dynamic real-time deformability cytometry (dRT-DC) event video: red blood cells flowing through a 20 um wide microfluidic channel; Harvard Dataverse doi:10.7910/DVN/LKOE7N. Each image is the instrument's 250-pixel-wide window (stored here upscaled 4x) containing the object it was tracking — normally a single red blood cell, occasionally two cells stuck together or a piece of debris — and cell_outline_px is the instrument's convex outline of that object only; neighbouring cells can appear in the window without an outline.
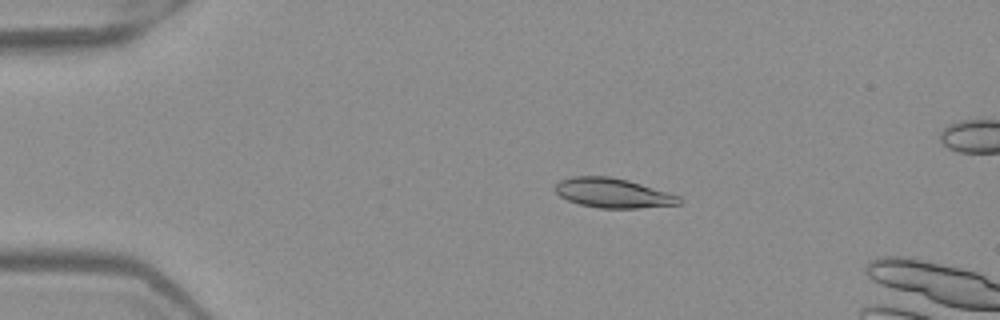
{"species": "Egyptian fruit bat (a non-hibernating species)", "species_latin": "Rousettus aegyptiacus", "temperature_condition": "warm", "stored_images_in_passage": 6, "camera_frame_rate_fps": 3000, "um_per_image_px": 0.085, "frame": {"image": 1, "passage_image": 3, "time_ms": 0.667, "image_size_px": [1000, 320], "cell_outline_px": [[684, 200], [680, 204], [640, 208], [600, 208], [580, 204], [568, 200], [560, 196], [556, 192], [556, 184], [560, 180], [572, 176], [608, 176], [628, 180], [668, 192], [680, 196]], "centroid_in_image_um": [52.13, 16.41], "position_along_channel_um": 32.9, "area_um2": 21.33}}
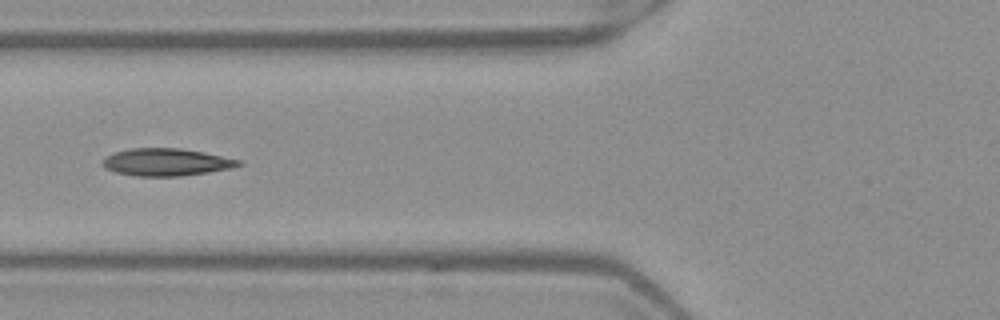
{"frame": {"image": 2, "passage_image": 6, "time_ms": 1.667, "image_size_px": [1000, 320], "cell_outline_px": [[244, 164], [232, 168], [208, 172], [180, 176], [136, 176], [116, 172], [104, 168], [104, 160], [108, 156], [116, 152], [132, 148], [180, 148], [204, 152], [240, 160]], "centroid_in_image_um": [14.18, 13.78], "position_along_channel_um": 111.6, "area_um2": 21.5}}